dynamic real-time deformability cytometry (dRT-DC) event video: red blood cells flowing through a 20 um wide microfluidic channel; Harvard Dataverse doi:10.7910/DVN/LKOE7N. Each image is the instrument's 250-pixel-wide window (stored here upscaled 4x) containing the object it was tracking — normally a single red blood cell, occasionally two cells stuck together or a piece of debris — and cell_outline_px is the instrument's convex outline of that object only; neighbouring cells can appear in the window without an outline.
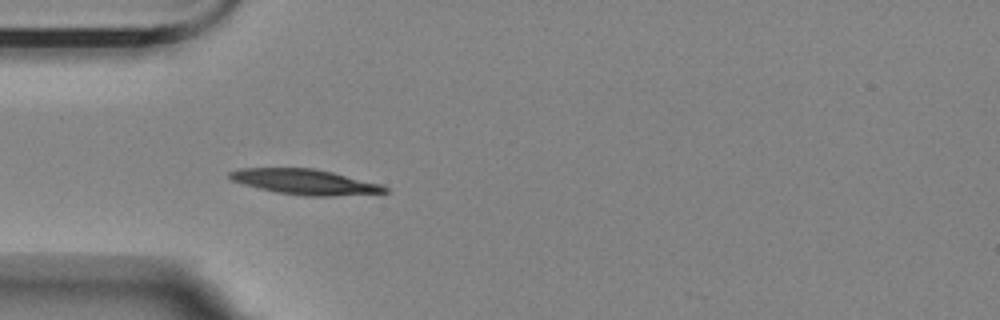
{"species": "Egyptian fruit bat (a non-hibernating species)", "species_latin": "Rousettus aegyptiacus", "temperature_condition": "room temperature", "stored_images_in_passage": 5, "camera_frame_rate_fps": 3000, "um_per_image_px": 0.085, "animal": {"sex": "female"}, "frame": {"image": 1, "passage_image": 5, "time_ms": 4.333, "image_size_px": [1000, 320], "cell_outline_px": [[388, 192], [332, 196], [304, 196], [276, 192], [228, 180], [228, 172], [240, 168], [312, 168], [332, 172], [380, 184], [388, 188]], "centroid_in_image_um": [25.87, 15.45], "position_along_channel_um": 59.1, "area_um2": 22.72}}